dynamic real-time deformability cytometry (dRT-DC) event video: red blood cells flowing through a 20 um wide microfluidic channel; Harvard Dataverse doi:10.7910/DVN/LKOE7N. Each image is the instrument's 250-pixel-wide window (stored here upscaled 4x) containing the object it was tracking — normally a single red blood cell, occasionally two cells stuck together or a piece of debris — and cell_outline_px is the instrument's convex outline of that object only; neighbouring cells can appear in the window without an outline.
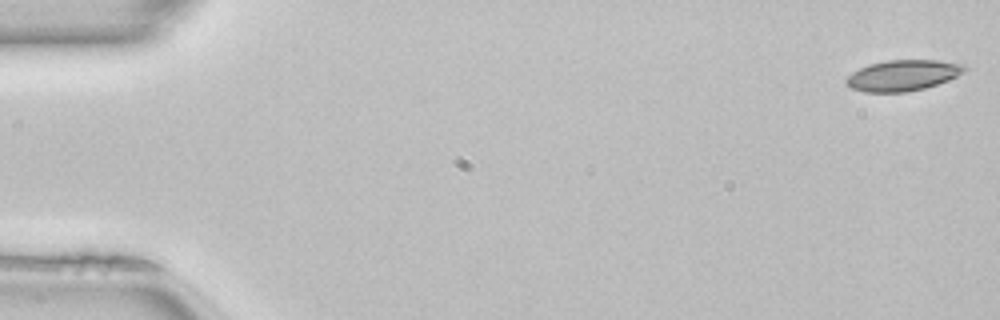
{"species": "common noctule bat (a hibernating species)", "species_latin": "Nyctalus noctula", "temperature_condition": "room temperature", "stored_images_in_passage": 50, "camera_frame_rate_fps": 3000, "um_per_image_px": 0.085, "animal": {"sex": "female", "body_mass_g": 22.7, "forearm_length_mm": 54.2}, "frame": {"image": 1, "passage_image": 1, "time_ms": 0.0, "image_size_px": [1000, 320], "cell_outline_px": [[968, 68], [956, 76], [948, 80], [924, 88], [908, 92], [864, 92], [852, 88], [844, 80], [852, 72], [868, 64], [888, 60], [936, 60], [964, 64]], "centroid_in_image_um": [76.73, 6.4], "position_along_channel_um": 8.3, "area_um2": 21.15}}
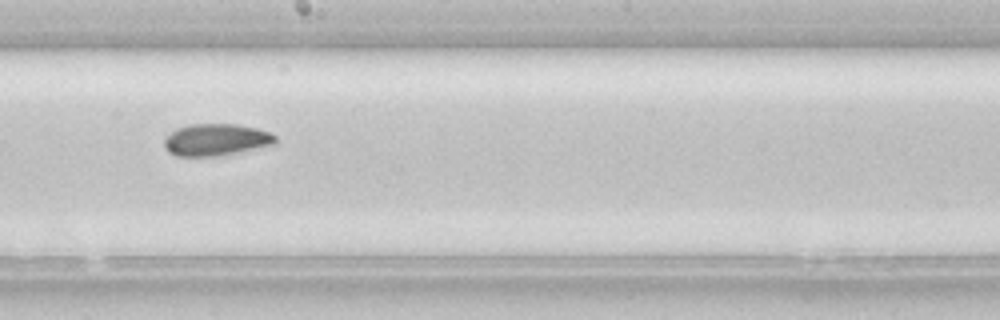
{"frame": {"image": 2, "passage_image": 28, "time_ms": 9.0, "image_size_px": [1000, 320], "cell_outline_px": [[276, 144], [216, 156], [176, 156], [168, 152], [164, 148], [164, 140], [176, 128], [188, 124], [236, 124], [256, 128], [268, 132], [276, 136]], "centroid_in_image_um": [18.34, 11.87], "position_along_channel_um": 229.9, "area_um2": 20.58}}
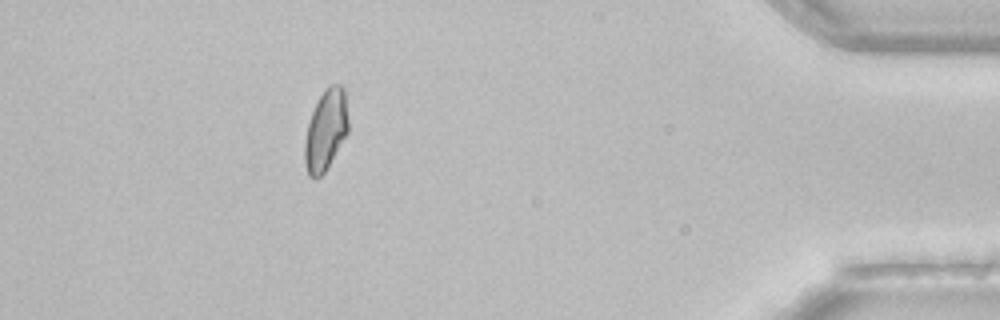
{"frame": {"image": 3, "passage_image": 45, "time_ms": 14.667, "image_size_px": [1000, 320], "cell_outline_px": [[348, 132], [324, 172], [320, 176], [312, 180], [308, 176], [304, 164], [304, 140], [308, 124], [312, 112], [320, 96], [328, 84], [340, 84], [344, 88], [348, 120]], "centroid_in_image_um": [27.67, 11.07], "position_along_channel_um": 407.5, "area_um2": 20.52}, "authors_computed_cell_mechanics": {"area_um2": 20.9236, "velocity_mm_per_s": 4.0827, "shape_relaxation_time_tau1_ms": null, "shape_relaxation_time_tau2_ms": 2.6942, "deformation_change_tau1": null, "deformation_change_tau2": 0.0668}}